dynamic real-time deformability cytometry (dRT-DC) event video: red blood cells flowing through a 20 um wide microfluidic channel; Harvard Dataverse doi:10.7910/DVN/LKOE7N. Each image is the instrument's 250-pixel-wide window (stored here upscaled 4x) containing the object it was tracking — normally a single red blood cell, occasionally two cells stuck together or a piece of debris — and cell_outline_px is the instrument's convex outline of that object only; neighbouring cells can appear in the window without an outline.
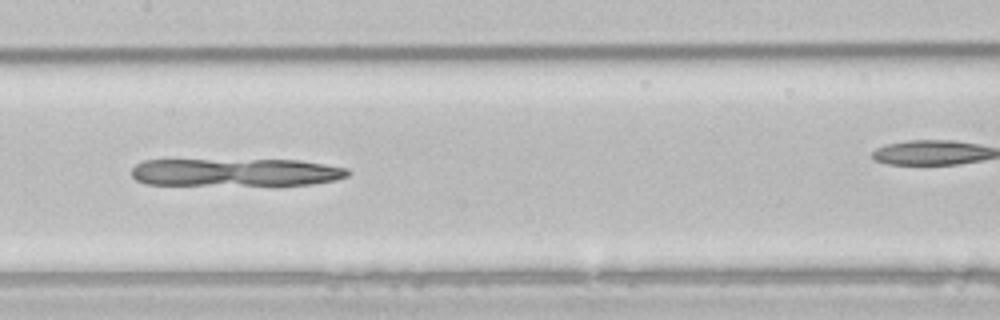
{"species": "common noctule bat (a hibernating species)", "species_latin": "Nyctalus noctula", "temperature_condition": "room temperature", "stored_images_in_passage": 40, "camera_frame_rate_fps": 3000, "um_per_image_px": 0.085, "animal": {"sex": "male", "body_mass_g": 21.5, "forearm_length_mm": 52.0}, "frame": {"image": 1, "passage_image": 23, "time_ms": 7.333, "image_size_px": [1000, 320], "cell_outline_px": [[352, 172], [348, 176], [336, 180], [312, 184], [144, 184], [136, 180], [132, 176], [132, 168], [136, 164], [144, 160], [300, 160], [348, 168]], "centroid_in_image_um": [20.06, 14.63], "position_along_channel_um": 187.3, "area_um2": 34.74}}